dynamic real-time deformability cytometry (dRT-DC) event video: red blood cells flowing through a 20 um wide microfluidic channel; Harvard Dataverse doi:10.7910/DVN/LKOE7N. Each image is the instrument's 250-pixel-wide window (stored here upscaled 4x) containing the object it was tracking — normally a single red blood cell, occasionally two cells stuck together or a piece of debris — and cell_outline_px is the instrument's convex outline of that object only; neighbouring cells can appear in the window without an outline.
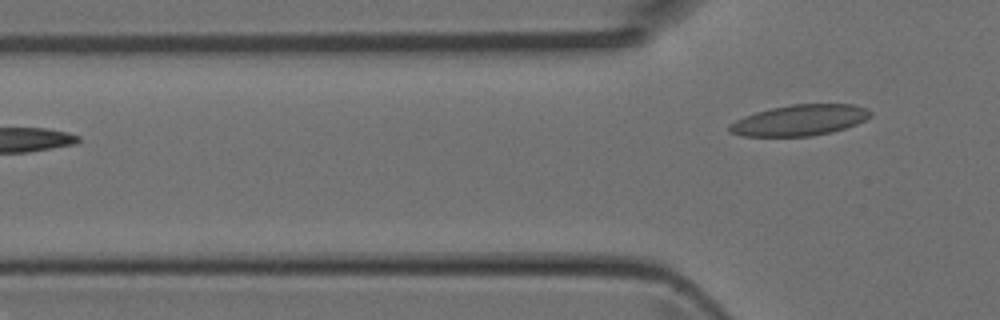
{"species": "Egyptian fruit bat (a non-hibernating species)", "species_latin": "Rousettus aegyptiacus", "temperature_condition": "room temperature", "stored_images_in_passage": 2, "camera_frame_rate_fps": 3000, "um_per_image_px": 0.085, "animal": {"sex": "female"}, "frame": {"image": 1, "passage_image": 2, "time_ms": 0.333, "image_size_px": [1000, 320], "cell_outline_px": [[872, 116], [856, 124], [832, 132], [812, 136], [740, 136], [728, 132], [728, 124], [744, 116], [756, 112], [772, 108], [792, 104], [852, 104], [864, 108], [872, 112]], "centroid_in_image_um": [67.94, 10.22], "position_along_channel_um": 57.9, "area_um2": 25.37}}